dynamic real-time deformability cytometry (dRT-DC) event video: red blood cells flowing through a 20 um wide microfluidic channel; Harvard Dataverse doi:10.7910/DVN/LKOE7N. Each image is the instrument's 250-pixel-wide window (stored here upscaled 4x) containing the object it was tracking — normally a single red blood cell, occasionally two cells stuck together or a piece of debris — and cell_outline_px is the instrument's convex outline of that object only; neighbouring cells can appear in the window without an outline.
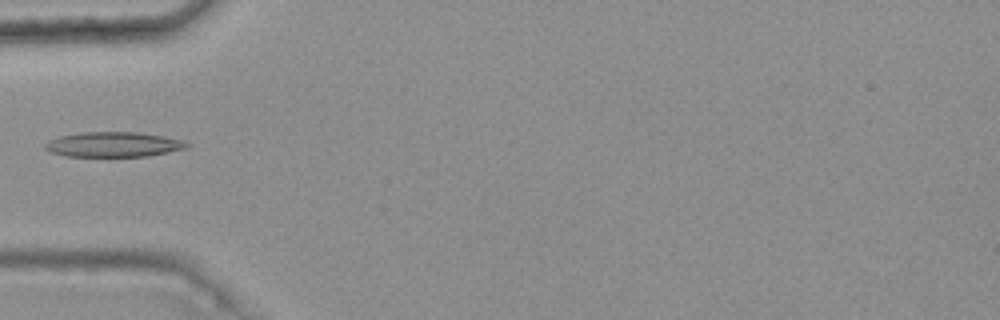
{"species": "common noctule bat (a hibernating species)", "species_latin": "Nyctalus noctula", "temperature_condition": "warm", "stored_images_in_passage": 4, "camera_frame_rate_fps": 3000, "um_per_image_px": 0.085, "animal": {"sex": "female", "body_mass_g": 25.1}, "frame": {"image": 1, "passage_image": 3, "time_ms": 0.667, "image_size_px": [1000, 320], "cell_outline_px": [[192, 144], [188, 148], [148, 156], [68, 156], [52, 152], [44, 148], [44, 144], [48, 140], [60, 136], [80, 132], [140, 132], [184, 140]], "centroid_in_image_um": [9.68, 12.27], "position_along_channel_um": 75.3, "area_um2": 20.69}}
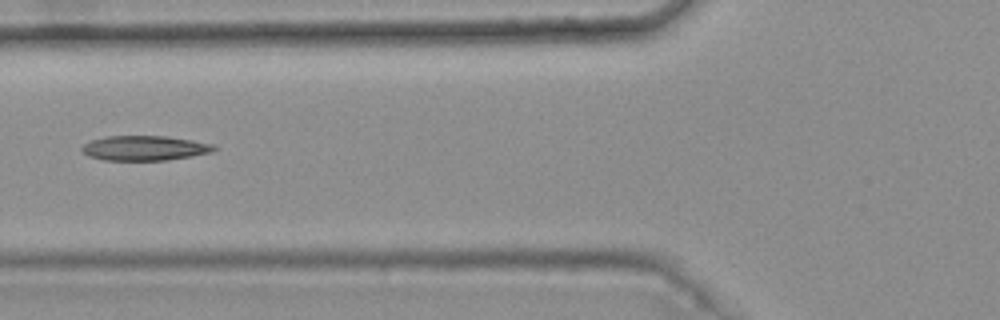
{"frame": {"image": 2, "passage_image": 4, "time_ms": 1.0, "image_size_px": [1000, 320], "cell_outline_px": [[216, 148], [212, 152], [192, 156], [168, 160], [104, 160], [88, 156], [80, 148], [84, 144], [92, 140], [104, 136], [168, 136], [192, 140], [212, 144]], "centroid_in_image_um": [12.28, 12.58], "position_along_channel_um": 113.5, "area_um2": 19.07}}